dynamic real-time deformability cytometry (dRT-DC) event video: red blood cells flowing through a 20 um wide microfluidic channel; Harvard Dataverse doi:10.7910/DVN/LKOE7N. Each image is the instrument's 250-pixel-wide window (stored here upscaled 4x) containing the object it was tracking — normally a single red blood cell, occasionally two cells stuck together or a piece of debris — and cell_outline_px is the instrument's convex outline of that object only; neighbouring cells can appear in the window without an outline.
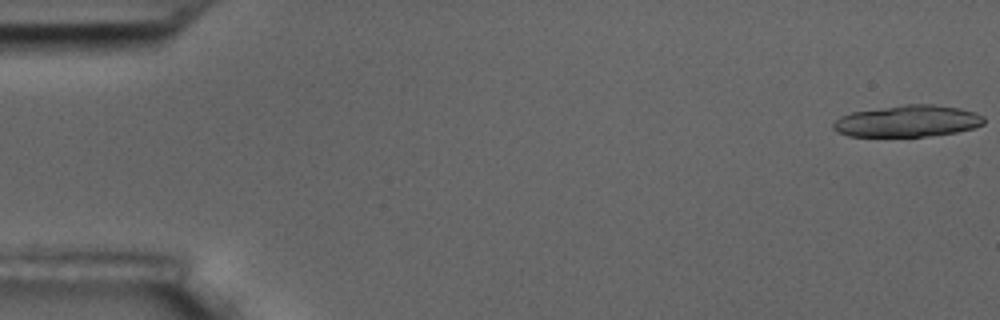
{"species": "common noctule bat (a hibernating species)", "species_latin": "Nyctalus noctula", "temperature_condition": "room temperature", "stored_images_in_passage": 6, "camera_frame_rate_fps": 3000, "um_per_image_px": 0.085, "animal": {"sex": "male", "body_mass_g": 17.5, "forearm_length_mm": 52.3}, "frame": {"image": 1, "passage_image": 1, "time_ms": 0.0, "image_size_px": [1000, 320], "cell_outline_px": [[984, 124], [972, 128], [956, 132], [928, 136], [848, 136], [836, 132], [832, 128], [832, 124], [840, 116], [852, 112], [904, 104], [932, 104], [960, 108], [976, 112], [984, 116]], "centroid_in_image_um": [77.14, 10.29], "position_along_channel_um": 7.9, "area_um2": 27.86}}
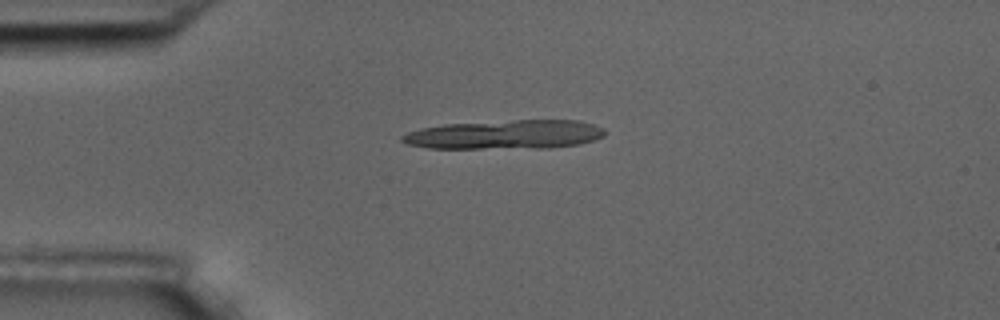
{"frame": {"image": 2, "passage_image": 4, "time_ms": 4.333, "image_size_px": [1000, 320], "cell_outline_px": [[604, 136], [596, 140], [580, 144], [548, 148], [428, 148], [408, 144], [400, 140], [400, 136], [408, 132], [420, 128], [444, 124], [512, 120], [580, 120], [604, 128]], "centroid_in_image_um": [42.94, 11.44], "position_along_channel_um": 42.1, "area_um2": 34.51}}